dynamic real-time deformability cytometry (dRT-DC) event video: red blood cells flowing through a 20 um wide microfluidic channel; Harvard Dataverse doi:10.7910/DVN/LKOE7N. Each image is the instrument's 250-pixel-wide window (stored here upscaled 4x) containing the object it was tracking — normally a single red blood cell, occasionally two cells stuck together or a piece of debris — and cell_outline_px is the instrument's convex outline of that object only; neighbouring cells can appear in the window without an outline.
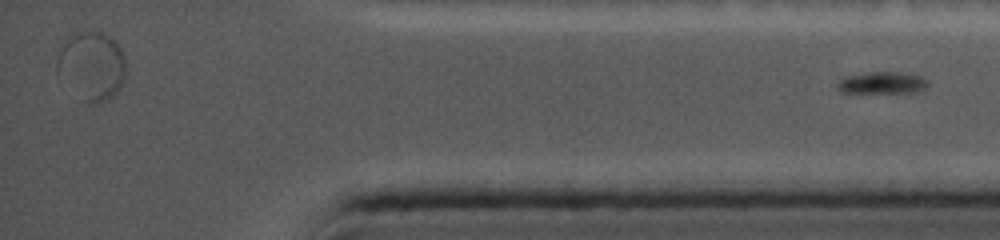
{"species": "common noctule bat (a hibernating species)", "species_latin": "Nyctalus noctula", "temperature_condition": "cold", "stored_images_in_passage": 49, "segment_of_instrument_passage": [2, 2], "camera_frame_rate_fps": 5000, "um_per_image_px": 0.085, "animal": {"sex": "female", "body_mass_g": 19.0, "forearm_length_mm": 56.7}, "frame": {"image": 1, "passage_image": 49, "time_ms": 12.8, "image_size_px": [1000, 240], "cell_outline_px": [[928, 84], [920, 92], [840, 92], [836, 88], [836, 84], [844, 76], [872, 72], [900, 72], [924, 76], [928, 80]], "centroid_in_image_um": [75.0, 7.03], "position_along_channel_um": 360.2, "area_um2": 11.62}}